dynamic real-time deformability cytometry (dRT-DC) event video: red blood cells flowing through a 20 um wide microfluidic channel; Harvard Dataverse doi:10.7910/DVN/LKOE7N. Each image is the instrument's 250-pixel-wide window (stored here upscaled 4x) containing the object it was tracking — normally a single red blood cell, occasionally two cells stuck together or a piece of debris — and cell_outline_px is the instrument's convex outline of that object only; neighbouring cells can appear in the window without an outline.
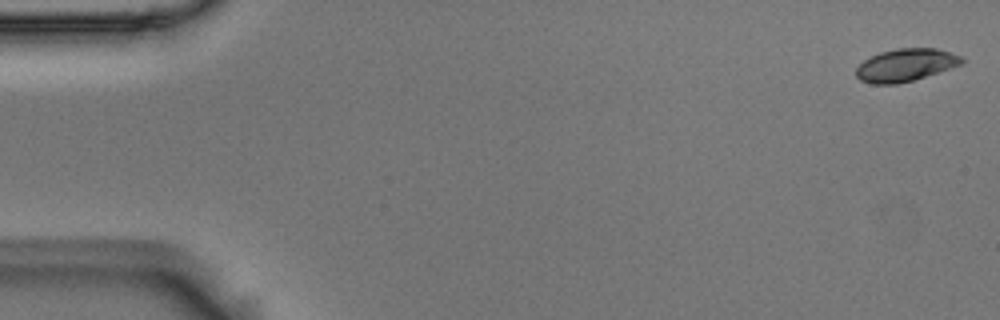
{"species": "Egyptian fruit bat (a non-hibernating species)", "species_latin": "Rousettus aegyptiacus", "temperature_condition": "room temperature", "stored_images_in_passage": 54, "camera_frame_rate_fps": 3000, "um_per_image_px": 0.085, "animal": {"sex": "male"}, "frame": {"image": 1, "passage_image": 1, "time_ms": 0.0, "image_size_px": [1000, 320], "cell_outline_px": [[968, 60], [964, 64], [912, 80], [896, 84], [872, 84], [860, 80], [856, 76], [856, 68], [864, 60], [880, 52], [896, 48], [936, 48], [960, 56]], "centroid_in_image_um": [77.0, 5.52], "position_along_channel_um": 8.0, "area_um2": 20.06}}
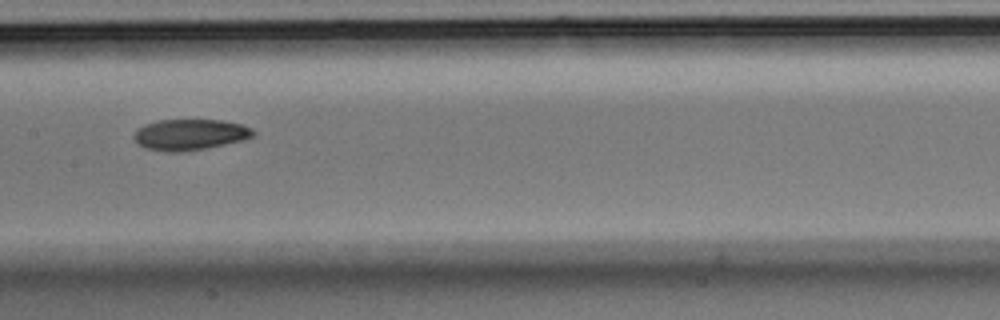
{"frame": {"image": 2, "passage_image": 27, "time_ms": 8.667, "image_size_px": [1000, 320], "cell_outline_px": [[256, 136], [244, 140], [208, 148], [180, 152], [164, 152], [144, 148], [136, 144], [132, 136], [136, 128], [144, 124], [160, 120], [220, 120], [244, 124], [252, 128], [256, 132]], "centroid_in_image_um": [16.14, 11.45], "position_along_channel_um": 191.3, "area_um2": 22.08}}
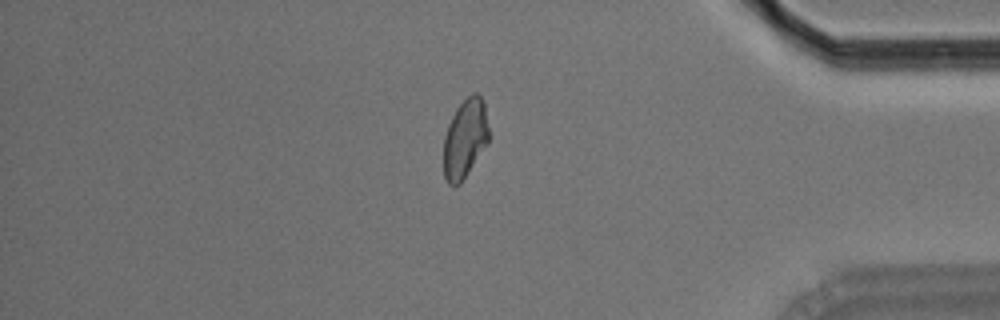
{"frame": {"image": 3, "passage_image": 46, "time_ms": 15.0, "image_size_px": [1000, 320], "cell_outline_px": [[488, 144], [460, 184], [448, 184], [444, 176], [444, 136], [448, 124], [456, 108], [472, 92], [476, 92], [480, 96], [484, 104], [488, 128]], "centroid_in_image_um": [39.52, 11.78], "position_along_channel_um": 395.7, "area_um2": 20.69}, "authors_computed_cell_mechanics": {"area_um2": 21.4149, "velocity_mm_per_s": 3.6897, "shape_relaxation_time_tau1_ms": 6.9662, "shape_relaxation_time_tau2_ms": 5.6297, "deformation_change_tau1": 0.1566, "deformation_change_tau2": 0.0794}}